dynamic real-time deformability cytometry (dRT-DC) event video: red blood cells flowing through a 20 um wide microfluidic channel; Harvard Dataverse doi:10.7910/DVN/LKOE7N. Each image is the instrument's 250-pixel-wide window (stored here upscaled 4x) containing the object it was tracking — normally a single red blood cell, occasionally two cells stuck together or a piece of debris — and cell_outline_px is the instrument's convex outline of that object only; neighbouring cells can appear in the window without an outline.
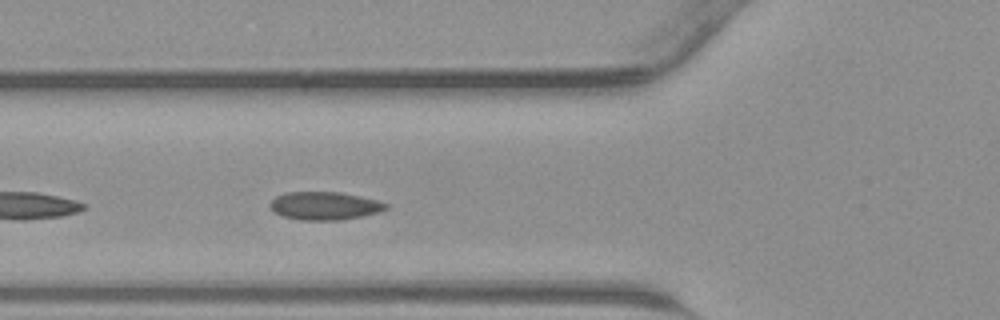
{"species": "common noctule bat (a hibernating species)", "species_latin": "Nyctalus noctula", "temperature_condition": "warm", "stored_images_in_passage": 25, "camera_frame_rate_fps": 3000, "um_per_image_px": 0.085, "animal": {"sex": "male", "body_mass_g": 23.1, "forearm_length_mm": 52.7}, "frame": {"image": 1, "passage_image": 8, "time_ms": 2.333, "image_size_px": [1000, 320], "cell_outline_px": [[388, 208], [380, 212], [364, 216], [340, 220], [300, 220], [284, 216], [276, 212], [268, 204], [276, 196], [284, 192], [340, 192], [376, 200], [388, 204]], "centroid_in_image_um": [27.6, 17.49], "position_along_channel_um": 98.2, "area_um2": 18.9}}
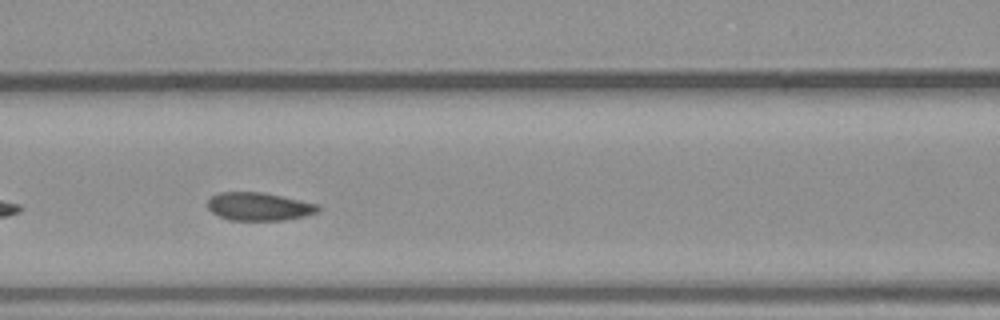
{"frame": {"image": 2, "passage_image": 11, "time_ms": 3.333, "image_size_px": [1000, 320], "cell_outline_px": [[320, 208], [316, 212], [304, 216], [284, 220], [228, 220], [212, 212], [208, 208], [208, 200], [216, 192], [264, 192], [320, 204]], "centroid_in_image_um": [22.02, 17.54], "position_along_channel_um": 144.6, "area_um2": 18.15}}